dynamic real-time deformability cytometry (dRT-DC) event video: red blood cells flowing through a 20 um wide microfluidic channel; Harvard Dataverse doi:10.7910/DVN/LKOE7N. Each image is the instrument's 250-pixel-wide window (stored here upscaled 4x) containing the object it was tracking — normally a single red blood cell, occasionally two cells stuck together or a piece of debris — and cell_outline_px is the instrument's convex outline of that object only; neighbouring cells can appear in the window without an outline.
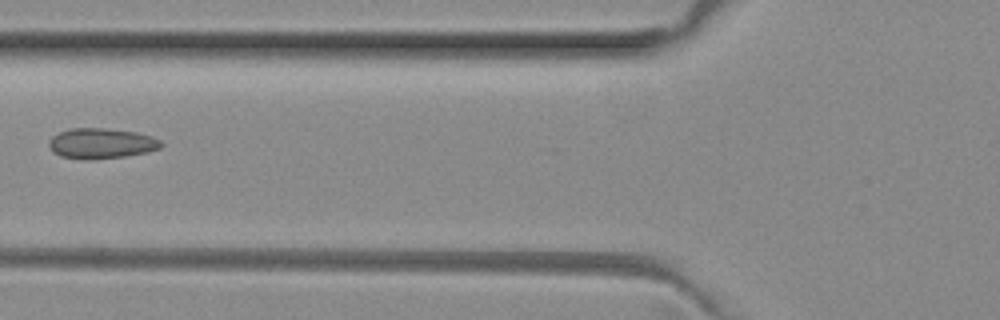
{"species": "common noctule bat (a hibernating species)", "species_latin": "Nyctalus noctula", "temperature_condition": "room temperature", "stored_images_in_passage": 3, "camera_frame_rate_fps": 3000, "um_per_image_px": 0.085, "animal": {"sex": "female", "body_mass_g": 29.2, "forearm_length_mm": 56.3}, "frame": {"image": 1, "passage_image": 2, "time_ms": 0.333, "image_size_px": [1000, 320], "cell_outline_px": [[164, 144], [160, 148], [148, 152], [124, 156], [92, 160], [88, 160], [60, 156], [48, 144], [48, 140], [52, 136], [60, 132], [72, 128], [104, 128], [136, 132], [152, 136], [160, 140]], "centroid_in_image_um": [8.64, 12.19], "position_along_channel_um": 117.2, "area_um2": 19.83}}
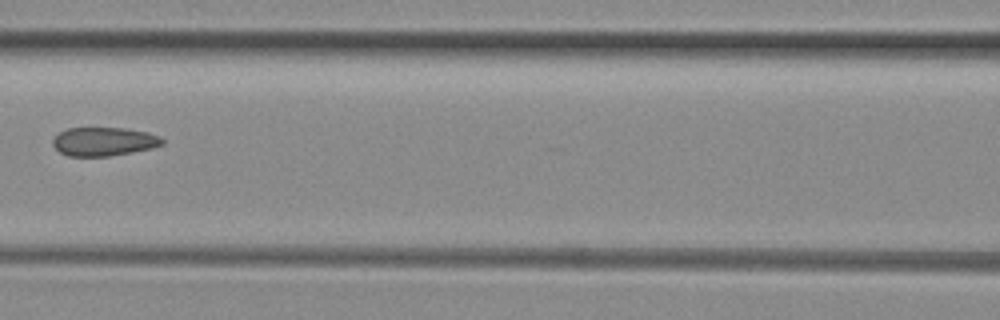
{"frame": {"image": 2, "passage_image": 3, "time_ms": 0.667, "image_size_px": [1000, 320], "cell_outline_px": [[164, 144], [152, 148], [132, 152], [108, 156], [68, 156], [60, 152], [52, 144], [52, 140], [60, 132], [68, 128], [124, 128], [148, 132], [160, 136], [164, 140]], "centroid_in_image_um": [8.85, 12.03], "position_along_channel_um": 157.8, "area_um2": 18.26}}